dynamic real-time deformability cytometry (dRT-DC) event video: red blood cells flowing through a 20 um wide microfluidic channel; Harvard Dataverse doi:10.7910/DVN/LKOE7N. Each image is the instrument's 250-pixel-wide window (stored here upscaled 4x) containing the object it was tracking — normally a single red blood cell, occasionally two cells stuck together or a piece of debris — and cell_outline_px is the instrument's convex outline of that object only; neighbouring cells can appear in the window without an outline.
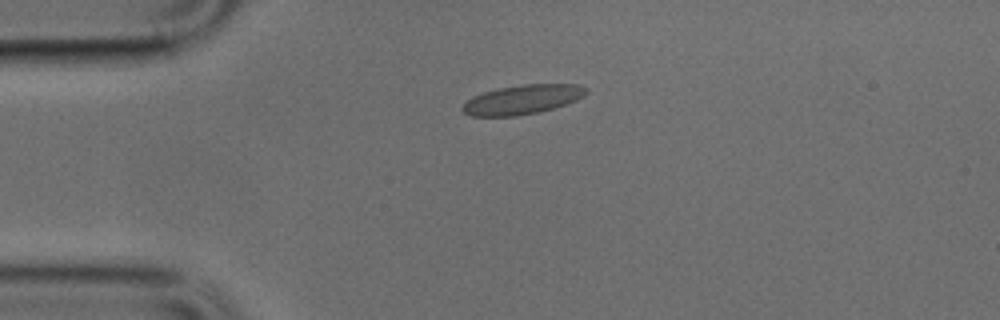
{"species": "common noctule bat (a hibernating species)", "species_latin": "Nyctalus noctula", "temperature_condition": "cold", "stored_images_in_passage": 39, "camera_frame_rate_fps": 3000, "um_per_image_px": 0.085, "animal": {"sex": "male", "body_mass_g": 17.9, "forearm_length_mm": 54.2}, "frame": {"image": 1, "passage_image": 1, "time_ms": 0.0, "image_size_px": [1000, 320], "cell_outline_px": [[588, 92], [576, 100], [540, 112], [516, 116], [472, 116], [464, 112], [460, 108], [472, 96], [484, 92], [500, 88], [524, 84], [576, 84], [588, 88]], "centroid_in_image_um": [44.4, 8.46], "position_along_channel_um": 40.6, "area_um2": 20.98}}
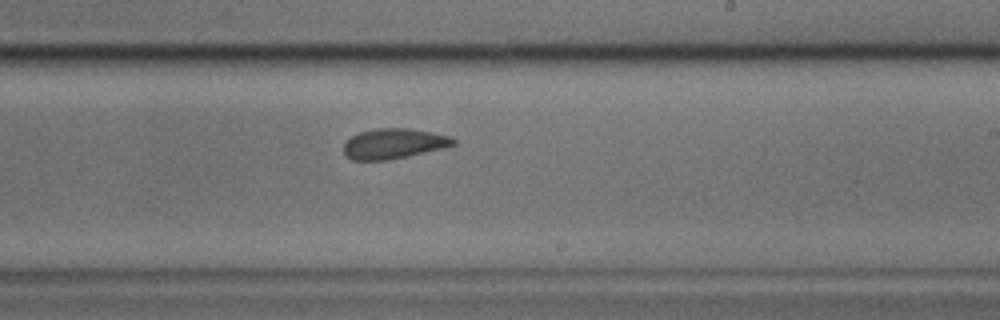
{"frame": {"image": 2, "passage_image": 19, "time_ms": 6.0, "image_size_px": [1000, 320], "cell_outline_px": [[456, 144], [444, 148], [408, 156], [388, 160], [352, 160], [344, 156], [344, 144], [352, 136], [360, 132], [376, 128], [412, 128], [452, 136], [456, 140]], "centroid_in_image_um": [33.49, 12.21], "position_along_channel_um": 255.5, "area_um2": 19.48}}
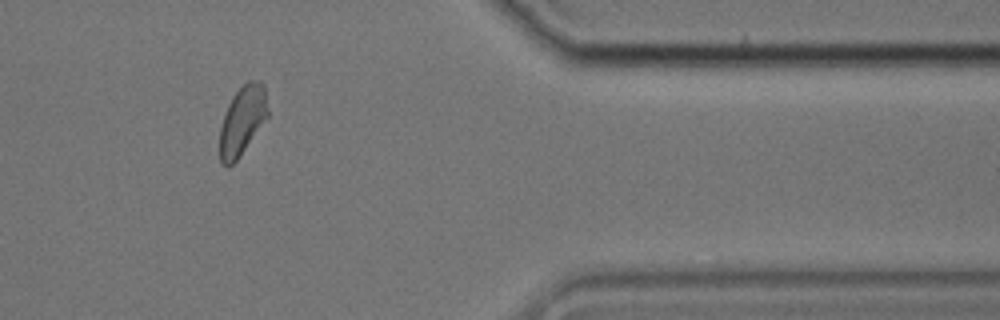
{"frame": {"image": 3, "passage_image": 31, "time_ms": 10.0, "image_size_px": [1000, 320], "cell_outline_px": [[268, 116], [236, 160], [228, 168], [220, 160], [220, 128], [228, 104], [232, 96], [248, 80], [260, 80], [264, 84], [268, 108]], "centroid_in_image_um": [20.61, 10.2], "position_along_channel_um": 390.8, "area_um2": 19.02}}